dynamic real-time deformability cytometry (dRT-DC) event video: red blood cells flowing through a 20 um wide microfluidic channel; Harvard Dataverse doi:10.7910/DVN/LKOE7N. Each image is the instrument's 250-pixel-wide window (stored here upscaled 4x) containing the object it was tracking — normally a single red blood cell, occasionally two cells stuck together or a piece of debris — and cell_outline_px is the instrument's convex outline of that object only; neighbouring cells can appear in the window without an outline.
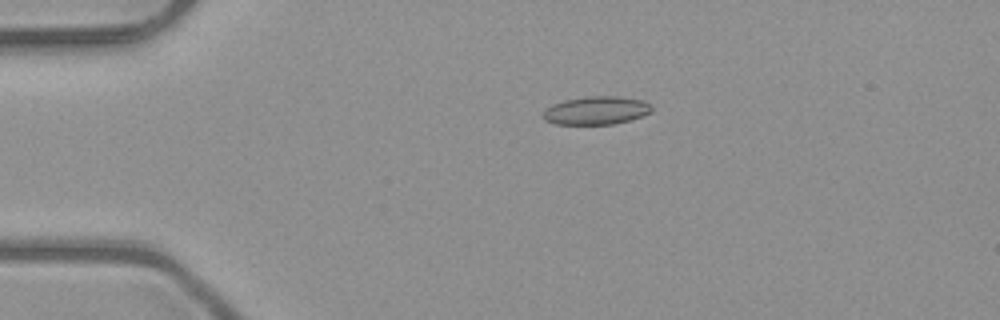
{"species": "common noctule bat (a hibernating species)", "species_latin": "Nyctalus noctula", "temperature_condition": "room temperature", "stored_images_in_passage": 52, "camera_frame_rate_fps": 3000, "um_per_image_px": 0.085, "animal": {"sex": "male", "body_mass_g": 23.1, "forearm_length_mm": 52.7}, "frame": {"image": 1, "passage_image": 12, "time_ms": 3.667, "image_size_px": [1000, 320], "cell_outline_px": [[652, 112], [628, 120], [612, 124], [556, 124], [544, 120], [540, 116], [552, 104], [564, 100], [588, 96], [616, 96], [644, 100], [652, 104]], "centroid_in_image_um": [50.68, 9.38], "position_along_channel_um": 34.3, "area_um2": 17.86}}
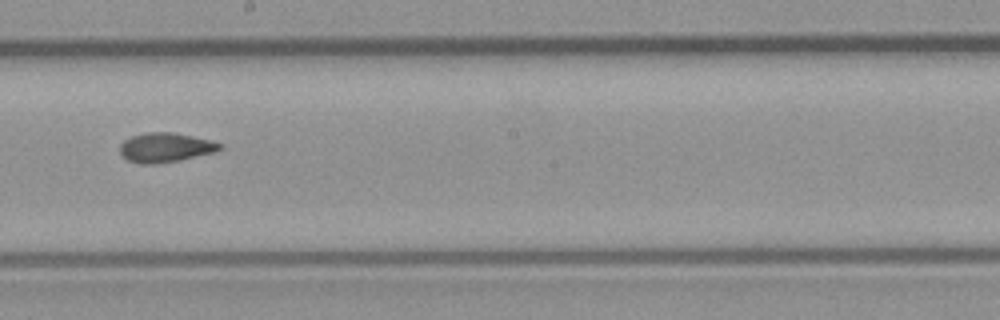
{"frame": {"image": 2, "passage_image": 30, "time_ms": 9.667, "image_size_px": [1000, 320], "cell_outline_px": [[224, 148], [216, 152], [180, 160], [156, 164], [140, 164], [128, 160], [120, 152], [120, 144], [124, 140], [132, 136], [148, 132], [172, 132], [212, 140], [224, 144]], "centroid_in_image_um": [14.11, 12.54], "position_along_channel_um": 234.1, "area_um2": 17.28}}
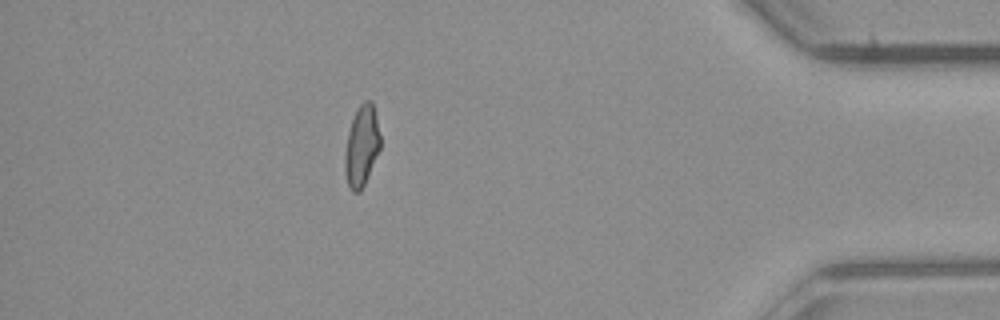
{"frame": {"image": 3, "passage_image": 46, "time_ms": 15.0, "image_size_px": [1000, 320], "cell_outline_px": [[380, 148], [364, 184], [360, 192], [352, 192], [348, 184], [344, 172], [344, 156], [348, 132], [356, 108], [364, 100], [372, 100], [376, 112], [380, 136]], "centroid_in_image_um": [30.73, 12.37], "position_along_channel_um": 404.5, "area_um2": 16.76}, "authors_computed_cell_mechanics": {"area_um2": 17.1088, "velocity_mm_per_s": 4.07, "shape_relaxation_time_tau1_ms": null, "shape_relaxation_time_tau2_ms": 1.8217, "deformation_change_tau1": null, "deformation_change_tau2": 0.0774}}